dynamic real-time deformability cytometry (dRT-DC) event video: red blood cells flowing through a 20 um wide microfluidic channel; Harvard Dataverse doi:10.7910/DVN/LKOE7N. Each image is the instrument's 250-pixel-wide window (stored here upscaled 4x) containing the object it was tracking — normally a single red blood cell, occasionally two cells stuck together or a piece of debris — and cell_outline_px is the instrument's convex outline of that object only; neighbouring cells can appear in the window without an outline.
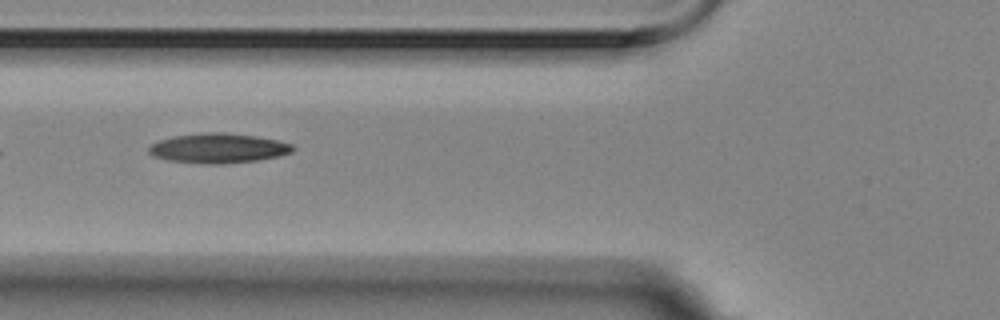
{"species": "Egyptian fruit bat (a non-hibernating species)", "species_latin": "Rousettus aegyptiacus", "temperature_condition": "room temperature", "stored_images_in_passage": 6, "camera_frame_rate_fps": 3000, "um_per_image_px": 0.085, "animal": {"sex": "female"}, "frame": {"image": 1, "passage_image": 4, "time_ms": 1.0, "image_size_px": [1000, 320], "cell_outline_px": [[296, 148], [292, 152], [280, 156], [256, 160], [224, 164], [204, 164], [168, 160], [152, 156], [148, 152], [148, 148], [152, 144], [160, 140], [172, 136], [204, 132], [224, 132], [256, 136], [276, 140], [292, 144]], "centroid_in_image_um": [18.55, 12.6], "position_along_channel_um": 107.3, "area_um2": 25.09}}
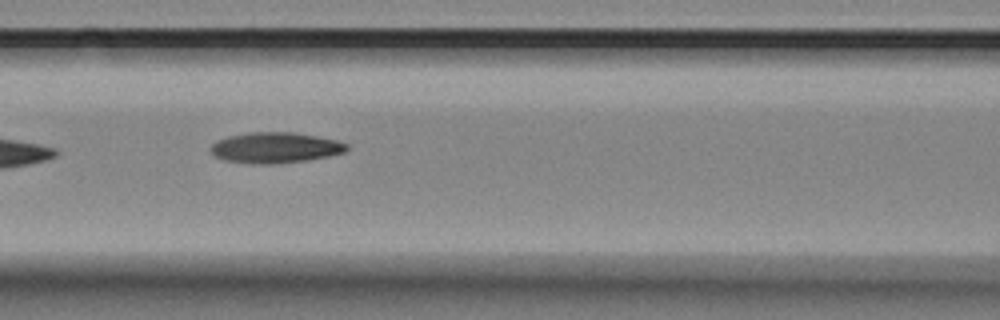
{"frame": {"image": 2, "passage_image": 5, "time_ms": 1.333, "image_size_px": [1000, 320], "cell_outline_px": [[348, 148], [344, 152], [328, 156], [308, 160], [268, 164], [252, 164], [224, 160], [216, 156], [212, 152], [212, 144], [216, 140], [228, 136], [248, 132], [292, 132], [316, 136], [336, 140], [348, 144]], "centroid_in_image_um": [23.39, 12.55], "position_along_channel_um": 143.2, "area_um2": 24.22}}
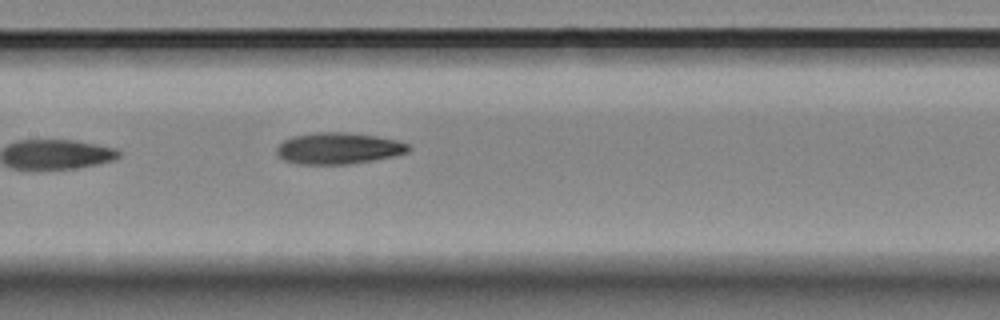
{"frame": {"image": 3, "passage_image": 6, "time_ms": 1.667, "image_size_px": [1000, 320], "cell_outline_px": [[412, 148], [408, 152], [392, 156], [372, 160], [348, 164], [300, 164], [284, 160], [276, 152], [276, 148], [284, 140], [292, 136], [316, 132], [344, 132], [376, 136], [396, 140], [408, 144]], "centroid_in_image_um": [28.76, 12.6], "position_along_channel_um": 178.6, "area_um2": 23.99}}